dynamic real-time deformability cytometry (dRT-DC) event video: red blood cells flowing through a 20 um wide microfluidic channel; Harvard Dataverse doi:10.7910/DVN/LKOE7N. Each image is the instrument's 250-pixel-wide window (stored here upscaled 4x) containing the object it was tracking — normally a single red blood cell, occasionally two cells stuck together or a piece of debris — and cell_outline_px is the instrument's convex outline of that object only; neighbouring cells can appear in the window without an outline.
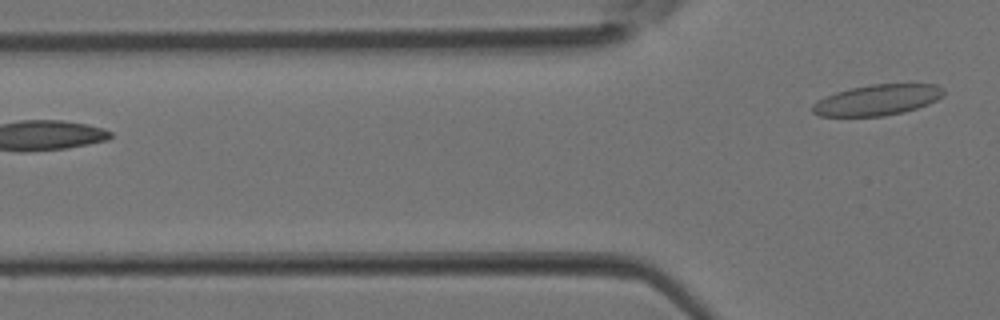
{"species": "Egyptian fruit bat (a non-hibernating species)", "species_latin": "Rousettus aegyptiacus", "temperature_condition": "room temperature", "stored_images_in_passage": 4, "camera_frame_rate_fps": 3000, "um_per_image_px": 0.085, "animal": {"sex": "female"}, "frame": {"image": 1, "passage_image": 4, "time_ms": 1.0, "image_size_px": [1000, 320], "cell_outline_px": [[944, 92], [936, 100], [928, 104], [904, 112], [884, 116], [820, 116], [812, 112], [812, 104], [816, 100], [824, 96], [836, 92], [852, 88], [872, 84], [936, 84], [944, 88]], "centroid_in_image_um": [74.54, 8.5], "position_along_channel_um": 51.3, "area_um2": 23.47}}